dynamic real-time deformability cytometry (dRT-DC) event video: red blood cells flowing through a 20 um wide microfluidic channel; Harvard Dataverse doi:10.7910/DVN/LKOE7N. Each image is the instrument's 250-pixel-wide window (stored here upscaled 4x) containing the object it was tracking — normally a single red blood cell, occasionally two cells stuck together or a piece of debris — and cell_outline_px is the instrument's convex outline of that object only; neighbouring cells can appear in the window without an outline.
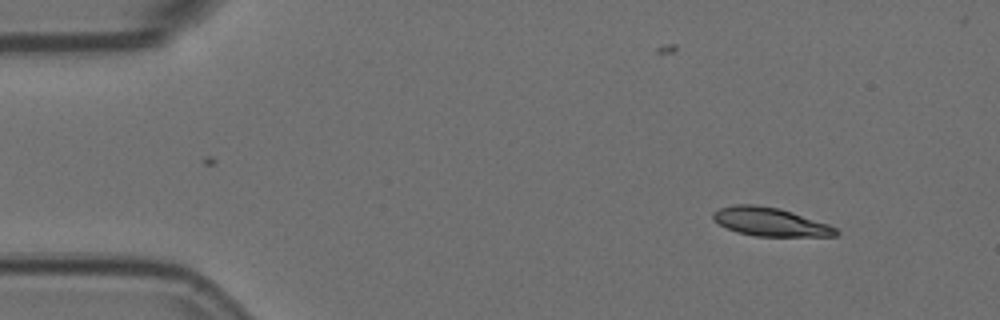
{"species": "Egyptian fruit bat (a non-hibernating species)", "species_latin": "Rousettus aegyptiacus", "temperature_condition": "room temperature", "stored_images_in_passage": 3, "camera_frame_rate_fps": 3000, "um_per_image_px": 0.085, "animal": {"sex": "female"}, "frame": {"image": 1, "passage_image": 1, "time_ms": 0.0, "image_size_px": [1000, 320], "cell_outline_px": [[840, 232], [836, 236], [756, 236], [736, 232], [712, 220], [712, 212], [720, 208], [736, 204], [756, 204], [780, 208], [828, 224], [836, 228]], "centroid_in_image_um": [65.45, 18.85], "position_along_channel_um": 19.5, "area_um2": 20.4}}